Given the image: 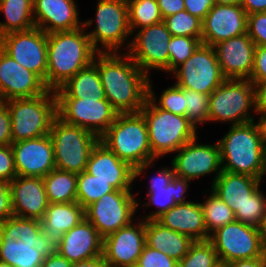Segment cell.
<instances>
[{"instance_id":"obj_62","label":"cell","mask_w":266,"mask_h":267,"mask_svg":"<svg viewBox=\"0 0 266 267\" xmlns=\"http://www.w3.org/2000/svg\"><path fill=\"white\" fill-rule=\"evenodd\" d=\"M0 267H11L9 264L0 261Z\"/></svg>"},{"instance_id":"obj_59","label":"cell","mask_w":266,"mask_h":267,"mask_svg":"<svg viewBox=\"0 0 266 267\" xmlns=\"http://www.w3.org/2000/svg\"><path fill=\"white\" fill-rule=\"evenodd\" d=\"M241 0H214L215 4L221 5H235L240 4Z\"/></svg>"},{"instance_id":"obj_48","label":"cell","mask_w":266,"mask_h":267,"mask_svg":"<svg viewBox=\"0 0 266 267\" xmlns=\"http://www.w3.org/2000/svg\"><path fill=\"white\" fill-rule=\"evenodd\" d=\"M11 118L5 101L0 100V146L11 145Z\"/></svg>"},{"instance_id":"obj_58","label":"cell","mask_w":266,"mask_h":267,"mask_svg":"<svg viewBox=\"0 0 266 267\" xmlns=\"http://www.w3.org/2000/svg\"><path fill=\"white\" fill-rule=\"evenodd\" d=\"M254 114L260 115L258 118H256L258 119L256 122L259 126L262 140L264 144L266 145V112L254 113Z\"/></svg>"},{"instance_id":"obj_24","label":"cell","mask_w":266,"mask_h":267,"mask_svg":"<svg viewBox=\"0 0 266 267\" xmlns=\"http://www.w3.org/2000/svg\"><path fill=\"white\" fill-rule=\"evenodd\" d=\"M78 9L75 0H33L35 26L46 34L81 28Z\"/></svg>"},{"instance_id":"obj_28","label":"cell","mask_w":266,"mask_h":267,"mask_svg":"<svg viewBox=\"0 0 266 267\" xmlns=\"http://www.w3.org/2000/svg\"><path fill=\"white\" fill-rule=\"evenodd\" d=\"M85 219V209L77 202L49 203L41 221L44 236L59 245L62 236Z\"/></svg>"},{"instance_id":"obj_30","label":"cell","mask_w":266,"mask_h":267,"mask_svg":"<svg viewBox=\"0 0 266 267\" xmlns=\"http://www.w3.org/2000/svg\"><path fill=\"white\" fill-rule=\"evenodd\" d=\"M146 245L180 261L195 242L191 237L162 226L156 220H145Z\"/></svg>"},{"instance_id":"obj_52","label":"cell","mask_w":266,"mask_h":267,"mask_svg":"<svg viewBox=\"0 0 266 267\" xmlns=\"http://www.w3.org/2000/svg\"><path fill=\"white\" fill-rule=\"evenodd\" d=\"M157 3L163 19L185 10L184 0H157Z\"/></svg>"},{"instance_id":"obj_18","label":"cell","mask_w":266,"mask_h":267,"mask_svg":"<svg viewBox=\"0 0 266 267\" xmlns=\"http://www.w3.org/2000/svg\"><path fill=\"white\" fill-rule=\"evenodd\" d=\"M126 227L103 238L102 257L107 267L136 265L146 245L145 220L136 216ZM140 219V220H139Z\"/></svg>"},{"instance_id":"obj_13","label":"cell","mask_w":266,"mask_h":267,"mask_svg":"<svg viewBox=\"0 0 266 267\" xmlns=\"http://www.w3.org/2000/svg\"><path fill=\"white\" fill-rule=\"evenodd\" d=\"M180 88L210 95L226 79L213 46L201 43L172 73Z\"/></svg>"},{"instance_id":"obj_25","label":"cell","mask_w":266,"mask_h":267,"mask_svg":"<svg viewBox=\"0 0 266 267\" xmlns=\"http://www.w3.org/2000/svg\"><path fill=\"white\" fill-rule=\"evenodd\" d=\"M85 171L109 182L116 190H133L134 169L100 141L91 151Z\"/></svg>"},{"instance_id":"obj_41","label":"cell","mask_w":266,"mask_h":267,"mask_svg":"<svg viewBox=\"0 0 266 267\" xmlns=\"http://www.w3.org/2000/svg\"><path fill=\"white\" fill-rule=\"evenodd\" d=\"M152 80L148 81V97L161 109L176 115L186 116V105L184 88L178 87L175 83L163 90L157 100L153 90Z\"/></svg>"},{"instance_id":"obj_50","label":"cell","mask_w":266,"mask_h":267,"mask_svg":"<svg viewBox=\"0 0 266 267\" xmlns=\"http://www.w3.org/2000/svg\"><path fill=\"white\" fill-rule=\"evenodd\" d=\"M185 10L203 20L211 8L215 5L214 0H184Z\"/></svg>"},{"instance_id":"obj_61","label":"cell","mask_w":266,"mask_h":267,"mask_svg":"<svg viewBox=\"0 0 266 267\" xmlns=\"http://www.w3.org/2000/svg\"><path fill=\"white\" fill-rule=\"evenodd\" d=\"M265 175H266V156H265V163H264V171H263V175H262L261 180H263V177L265 178Z\"/></svg>"},{"instance_id":"obj_1","label":"cell","mask_w":266,"mask_h":267,"mask_svg":"<svg viewBox=\"0 0 266 267\" xmlns=\"http://www.w3.org/2000/svg\"><path fill=\"white\" fill-rule=\"evenodd\" d=\"M105 98L118 113H137L148 98L149 77L127 53H97Z\"/></svg>"},{"instance_id":"obj_29","label":"cell","mask_w":266,"mask_h":267,"mask_svg":"<svg viewBox=\"0 0 266 267\" xmlns=\"http://www.w3.org/2000/svg\"><path fill=\"white\" fill-rule=\"evenodd\" d=\"M261 183L258 178L222 170L210 189L235 213Z\"/></svg>"},{"instance_id":"obj_56","label":"cell","mask_w":266,"mask_h":267,"mask_svg":"<svg viewBox=\"0 0 266 267\" xmlns=\"http://www.w3.org/2000/svg\"><path fill=\"white\" fill-rule=\"evenodd\" d=\"M71 262L58 252L44 258L40 267H71Z\"/></svg>"},{"instance_id":"obj_22","label":"cell","mask_w":266,"mask_h":267,"mask_svg":"<svg viewBox=\"0 0 266 267\" xmlns=\"http://www.w3.org/2000/svg\"><path fill=\"white\" fill-rule=\"evenodd\" d=\"M213 47L226 79H250L256 44L247 33L220 41Z\"/></svg>"},{"instance_id":"obj_63","label":"cell","mask_w":266,"mask_h":267,"mask_svg":"<svg viewBox=\"0 0 266 267\" xmlns=\"http://www.w3.org/2000/svg\"><path fill=\"white\" fill-rule=\"evenodd\" d=\"M125 267H139V266L136 264V265H130V266H125Z\"/></svg>"},{"instance_id":"obj_39","label":"cell","mask_w":266,"mask_h":267,"mask_svg":"<svg viewBox=\"0 0 266 267\" xmlns=\"http://www.w3.org/2000/svg\"><path fill=\"white\" fill-rule=\"evenodd\" d=\"M217 252L209 240L195 241L188 253L178 261V267H219Z\"/></svg>"},{"instance_id":"obj_19","label":"cell","mask_w":266,"mask_h":267,"mask_svg":"<svg viewBox=\"0 0 266 267\" xmlns=\"http://www.w3.org/2000/svg\"><path fill=\"white\" fill-rule=\"evenodd\" d=\"M17 176L41 177L56 169L49 134L11 144Z\"/></svg>"},{"instance_id":"obj_34","label":"cell","mask_w":266,"mask_h":267,"mask_svg":"<svg viewBox=\"0 0 266 267\" xmlns=\"http://www.w3.org/2000/svg\"><path fill=\"white\" fill-rule=\"evenodd\" d=\"M49 203L76 201L77 174L54 169L43 177Z\"/></svg>"},{"instance_id":"obj_36","label":"cell","mask_w":266,"mask_h":267,"mask_svg":"<svg viewBox=\"0 0 266 267\" xmlns=\"http://www.w3.org/2000/svg\"><path fill=\"white\" fill-rule=\"evenodd\" d=\"M131 34L143 27L163 22L157 0H127Z\"/></svg>"},{"instance_id":"obj_49","label":"cell","mask_w":266,"mask_h":267,"mask_svg":"<svg viewBox=\"0 0 266 267\" xmlns=\"http://www.w3.org/2000/svg\"><path fill=\"white\" fill-rule=\"evenodd\" d=\"M170 167H161L160 170L155 172L154 176H151V180H149V186L147 194L150 193L153 189H160L165 188L169 185V183L172 181L173 177L175 176L174 168L172 166V163L170 164Z\"/></svg>"},{"instance_id":"obj_27","label":"cell","mask_w":266,"mask_h":267,"mask_svg":"<svg viewBox=\"0 0 266 267\" xmlns=\"http://www.w3.org/2000/svg\"><path fill=\"white\" fill-rule=\"evenodd\" d=\"M162 226L191 237L194 241L209 240L200 202L176 204L156 219Z\"/></svg>"},{"instance_id":"obj_42","label":"cell","mask_w":266,"mask_h":267,"mask_svg":"<svg viewBox=\"0 0 266 267\" xmlns=\"http://www.w3.org/2000/svg\"><path fill=\"white\" fill-rule=\"evenodd\" d=\"M186 117L197 130L208 122L210 95L184 88Z\"/></svg>"},{"instance_id":"obj_3","label":"cell","mask_w":266,"mask_h":267,"mask_svg":"<svg viewBox=\"0 0 266 267\" xmlns=\"http://www.w3.org/2000/svg\"><path fill=\"white\" fill-rule=\"evenodd\" d=\"M100 142L134 169V181L140 176L144 179L143 173L155 167L157 159L152 155L147 122L141 112L118 113Z\"/></svg>"},{"instance_id":"obj_21","label":"cell","mask_w":266,"mask_h":267,"mask_svg":"<svg viewBox=\"0 0 266 267\" xmlns=\"http://www.w3.org/2000/svg\"><path fill=\"white\" fill-rule=\"evenodd\" d=\"M247 16L240 4H215L202 20L201 42L214 46L247 33Z\"/></svg>"},{"instance_id":"obj_11","label":"cell","mask_w":266,"mask_h":267,"mask_svg":"<svg viewBox=\"0 0 266 267\" xmlns=\"http://www.w3.org/2000/svg\"><path fill=\"white\" fill-rule=\"evenodd\" d=\"M209 241L215 248L221 264L236 260L265 257L262 229L234 221L216 229Z\"/></svg>"},{"instance_id":"obj_26","label":"cell","mask_w":266,"mask_h":267,"mask_svg":"<svg viewBox=\"0 0 266 267\" xmlns=\"http://www.w3.org/2000/svg\"><path fill=\"white\" fill-rule=\"evenodd\" d=\"M103 238L85 218L65 233L58 245V253L71 263L102 256Z\"/></svg>"},{"instance_id":"obj_33","label":"cell","mask_w":266,"mask_h":267,"mask_svg":"<svg viewBox=\"0 0 266 267\" xmlns=\"http://www.w3.org/2000/svg\"><path fill=\"white\" fill-rule=\"evenodd\" d=\"M1 13L5 21H0V36L36 27L33 17V0H0Z\"/></svg>"},{"instance_id":"obj_55","label":"cell","mask_w":266,"mask_h":267,"mask_svg":"<svg viewBox=\"0 0 266 267\" xmlns=\"http://www.w3.org/2000/svg\"><path fill=\"white\" fill-rule=\"evenodd\" d=\"M224 267H265L266 257H258L253 259L236 260L227 264H222Z\"/></svg>"},{"instance_id":"obj_14","label":"cell","mask_w":266,"mask_h":267,"mask_svg":"<svg viewBox=\"0 0 266 267\" xmlns=\"http://www.w3.org/2000/svg\"><path fill=\"white\" fill-rule=\"evenodd\" d=\"M131 37L126 53L149 78L151 70L169 73L168 44L172 35L164 22L136 30Z\"/></svg>"},{"instance_id":"obj_17","label":"cell","mask_w":266,"mask_h":267,"mask_svg":"<svg viewBox=\"0 0 266 267\" xmlns=\"http://www.w3.org/2000/svg\"><path fill=\"white\" fill-rule=\"evenodd\" d=\"M197 140L196 136L175 152L171 159L174 173L190 181L214 173L212 185L222 171L219 144L217 141L202 144Z\"/></svg>"},{"instance_id":"obj_32","label":"cell","mask_w":266,"mask_h":267,"mask_svg":"<svg viewBox=\"0 0 266 267\" xmlns=\"http://www.w3.org/2000/svg\"><path fill=\"white\" fill-rule=\"evenodd\" d=\"M190 180H187L182 177H177L176 175L173 177L172 181L169 185L165 188L160 189H153L150 193L146 194L144 200L147 202L141 201L138 202V210L140 207L148 209V207L156 206L157 210L150 212L149 214H145V217H139L144 220H156L159 216L163 213L167 212L171 207L175 206L176 204H183L189 202L186 198V192L190 186ZM140 206V207H139ZM145 206V207H144Z\"/></svg>"},{"instance_id":"obj_16","label":"cell","mask_w":266,"mask_h":267,"mask_svg":"<svg viewBox=\"0 0 266 267\" xmlns=\"http://www.w3.org/2000/svg\"><path fill=\"white\" fill-rule=\"evenodd\" d=\"M0 48L21 66L38 75L46 85L47 34L34 27L0 36Z\"/></svg>"},{"instance_id":"obj_15","label":"cell","mask_w":266,"mask_h":267,"mask_svg":"<svg viewBox=\"0 0 266 267\" xmlns=\"http://www.w3.org/2000/svg\"><path fill=\"white\" fill-rule=\"evenodd\" d=\"M57 117L101 137L115 121L118 112L107 99L56 98Z\"/></svg>"},{"instance_id":"obj_53","label":"cell","mask_w":266,"mask_h":267,"mask_svg":"<svg viewBox=\"0 0 266 267\" xmlns=\"http://www.w3.org/2000/svg\"><path fill=\"white\" fill-rule=\"evenodd\" d=\"M255 109L256 113L266 112V83L255 85Z\"/></svg>"},{"instance_id":"obj_20","label":"cell","mask_w":266,"mask_h":267,"mask_svg":"<svg viewBox=\"0 0 266 267\" xmlns=\"http://www.w3.org/2000/svg\"><path fill=\"white\" fill-rule=\"evenodd\" d=\"M48 90L38 75L21 66L0 48V100L36 97Z\"/></svg>"},{"instance_id":"obj_44","label":"cell","mask_w":266,"mask_h":267,"mask_svg":"<svg viewBox=\"0 0 266 267\" xmlns=\"http://www.w3.org/2000/svg\"><path fill=\"white\" fill-rule=\"evenodd\" d=\"M139 267H178V261L170 258L161 251L145 245L137 261Z\"/></svg>"},{"instance_id":"obj_37","label":"cell","mask_w":266,"mask_h":267,"mask_svg":"<svg viewBox=\"0 0 266 267\" xmlns=\"http://www.w3.org/2000/svg\"><path fill=\"white\" fill-rule=\"evenodd\" d=\"M116 189L107 181L97 179L86 171L77 174L76 201L85 209L103 195Z\"/></svg>"},{"instance_id":"obj_46","label":"cell","mask_w":266,"mask_h":267,"mask_svg":"<svg viewBox=\"0 0 266 267\" xmlns=\"http://www.w3.org/2000/svg\"><path fill=\"white\" fill-rule=\"evenodd\" d=\"M16 176L12 146H0V180L10 183Z\"/></svg>"},{"instance_id":"obj_47","label":"cell","mask_w":266,"mask_h":267,"mask_svg":"<svg viewBox=\"0 0 266 267\" xmlns=\"http://www.w3.org/2000/svg\"><path fill=\"white\" fill-rule=\"evenodd\" d=\"M249 80L254 85L266 83V46H256L253 70Z\"/></svg>"},{"instance_id":"obj_45","label":"cell","mask_w":266,"mask_h":267,"mask_svg":"<svg viewBox=\"0 0 266 267\" xmlns=\"http://www.w3.org/2000/svg\"><path fill=\"white\" fill-rule=\"evenodd\" d=\"M247 34L256 46H266V12L247 16Z\"/></svg>"},{"instance_id":"obj_7","label":"cell","mask_w":266,"mask_h":267,"mask_svg":"<svg viewBox=\"0 0 266 267\" xmlns=\"http://www.w3.org/2000/svg\"><path fill=\"white\" fill-rule=\"evenodd\" d=\"M140 112L147 122L149 144L156 159L175 153L198 136L186 116L159 108L149 97Z\"/></svg>"},{"instance_id":"obj_9","label":"cell","mask_w":266,"mask_h":267,"mask_svg":"<svg viewBox=\"0 0 266 267\" xmlns=\"http://www.w3.org/2000/svg\"><path fill=\"white\" fill-rule=\"evenodd\" d=\"M255 85L248 79H225L209 98L208 124L241 125L255 121Z\"/></svg>"},{"instance_id":"obj_6","label":"cell","mask_w":266,"mask_h":267,"mask_svg":"<svg viewBox=\"0 0 266 267\" xmlns=\"http://www.w3.org/2000/svg\"><path fill=\"white\" fill-rule=\"evenodd\" d=\"M95 11L94 20H82L87 31L95 22L93 30L86 31L93 49L97 53H121L124 47L126 53L131 42L127 0H98Z\"/></svg>"},{"instance_id":"obj_2","label":"cell","mask_w":266,"mask_h":267,"mask_svg":"<svg viewBox=\"0 0 266 267\" xmlns=\"http://www.w3.org/2000/svg\"><path fill=\"white\" fill-rule=\"evenodd\" d=\"M58 245L42 233L41 221L12 215L0 222V261L11 267H40Z\"/></svg>"},{"instance_id":"obj_23","label":"cell","mask_w":266,"mask_h":267,"mask_svg":"<svg viewBox=\"0 0 266 267\" xmlns=\"http://www.w3.org/2000/svg\"><path fill=\"white\" fill-rule=\"evenodd\" d=\"M13 215L41 220L49 205L43 178L16 176L9 183Z\"/></svg>"},{"instance_id":"obj_57","label":"cell","mask_w":266,"mask_h":267,"mask_svg":"<svg viewBox=\"0 0 266 267\" xmlns=\"http://www.w3.org/2000/svg\"><path fill=\"white\" fill-rule=\"evenodd\" d=\"M71 267H107V265L101 256L85 261L73 262Z\"/></svg>"},{"instance_id":"obj_51","label":"cell","mask_w":266,"mask_h":267,"mask_svg":"<svg viewBox=\"0 0 266 267\" xmlns=\"http://www.w3.org/2000/svg\"><path fill=\"white\" fill-rule=\"evenodd\" d=\"M13 215L9 183L0 180V222Z\"/></svg>"},{"instance_id":"obj_43","label":"cell","mask_w":266,"mask_h":267,"mask_svg":"<svg viewBox=\"0 0 266 267\" xmlns=\"http://www.w3.org/2000/svg\"><path fill=\"white\" fill-rule=\"evenodd\" d=\"M201 43L198 38L172 36L168 44L169 74L191 57Z\"/></svg>"},{"instance_id":"obj_5","label":"cell","mask_w":266,"mask_h":267,"mask_svg":"<svg viewBox=\"0 0 266 267\" xmlns=\"http://www.w3.org/2000/svg\"><path fill=\"white\" fill-rule=\"evenodd\" d=\"M217 142L223 171L262 179L266 145L256 121L229 125L225 135Z\"/></svg>"},{"instance_id":"obj_54","label":"cell","mask_w":266,"mask_h":267,"mask_svg":"<svg viewBox=\"0 0 266 267\" xmlns=\"http://www.w3.org/2000/svg\"><path fill=\"white\" fill-rule=\"evenodd\" d=\"M240 5L248 15L266 12V0H241Z\"/></svg>"},{"instance_id":"obj_4","label":"cell","mask_w":266,"mask_h":267,"mask_svg":"<svg viewBox=\"0 0 266 267\" xmlns=\"http://www.w3.org/2000/svg\"><path fill=\"white\" fill-rule=\"evenodd\" d=\"M96 54L84 27L47 34L46 87L57 90L88 66Z\"/></svg>"},{"instance_id":"obj_31","label":"cell","mask_w":266,"mask_h":267,"mask_svg":"<svg viewBox=\"0 0 266 267\" xmlns=\"http://www.w3.org/2000/svg\"><path fill=\"white\" fill-rule=\"evenodd\" d=\"M54 92L56 98L106 99L97 68V54L88 66L77 72Z\"/></svg>"},{"instance_id":"obj_40","label":"cell","mask_w":266,"mask_h":267,"mask_svg":"<svg viewBox=\"0 0 266 267\" xmlns=\"http://www.w3.org/2000/svg\"><path fill=\"white\" fill-rule=\"evenodd\" d=\"M163 22L172 36L198 38L201 41L202 20L186 10L164 18Z\"/></svg>"},{"instance_id":"obj_8","label":"cell","mask_w":266,"mask_h":267,"mask_svg":"<svg viewBox=\"0 0 266 267\" xmlns=\"http://www.w3.org/2000/svg\"><path fill=\"white\" fill-rule=\"evenodd\" d=\"M11 118L12 143L35 139L49 134L57 117L55 92L31 98H16L5 101Z\"/></svg>"},{"instance_id":"obj_60","label":"cell","mask_w":266,"mask_h":267,"mask_svg":"<svg viewBox=\"0 0 266 267\" xmlns=\"http://www.w3.org/2000/svg\"><path fill=\"white\" fill-rule=\"evenodd\" d=\"M262 231H263L264 244H265V247H266V222L264 224V227H263Z\"/></svg>"},{"instance_id":"obj_10","label":"cell","mask_w":266,"mask_h":267,"mask_svg":"<svg viewBox=\"0 0 266 267\" xmlns=\"http://www.w3.org/2000/svg\"><path fill=\"white\" fill-rule=\"evenodd\" d=\"M56 169L79 174L86 170L91 151L100 141L92 132L56 117L49 132Z\"/></svg>"},{"instance_id":"obj_35","label":"cell","mask_w":266,"mask_h":267,"mask_svg":"<svg viewBox=\"0 0 266 267\" xmlns=\"http://www.w3.org/2000/svg\"><path fill=\"white\" fill-rule=\"evenodd\" d=\"M211 192V193H210ZM205 195V201L200 203L207 233L210 235L216 229L236 221L235 213L210 189Z\"/></svg>"},{"instance_id":"obj_12","label":"cell","mask_w":266,"mask_h":267,"mask_svg":"<svg viewBox=\"0 0 266 267\" xmlns=\"http://www.w3.org/2000/svg\"><path fill=\"white\" fill-rule=\"evenodd\" d=\"M133 190H115L85 208V218L102 238L135 221L138 200Z\"/></svg>"},{"instance_id":"obj_38","label":"cell","mask_w":266,"mask_h":267,"mask_svg":"<svg viewBox=\"0 0 266 267\" xmlns=\"http://www.w3.org/2000/svg\"><path fill=\"white\" fill-rule=\"evenodd\" d=\"M236 221L263 229L266 222V195L260 187L235 212Z\"/></svg>"}]
</instances>
